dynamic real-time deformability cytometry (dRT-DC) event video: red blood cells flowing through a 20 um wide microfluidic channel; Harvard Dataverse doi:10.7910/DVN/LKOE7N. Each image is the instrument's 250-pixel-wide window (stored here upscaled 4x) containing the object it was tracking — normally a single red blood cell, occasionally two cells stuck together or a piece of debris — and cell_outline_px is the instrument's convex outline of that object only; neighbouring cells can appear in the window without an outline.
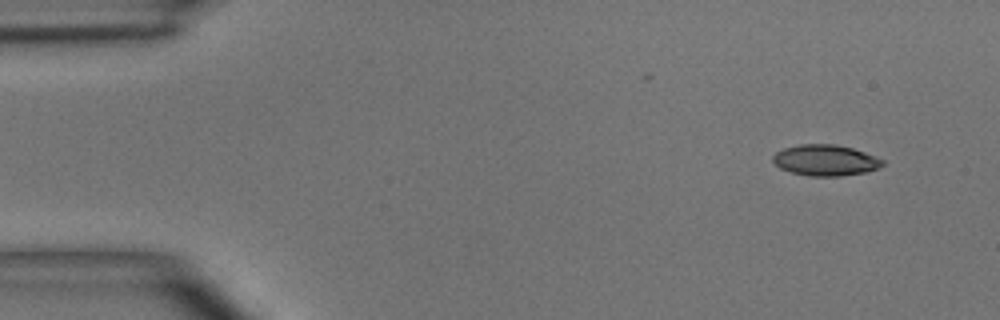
{"species": "common noctule bat (a hibernating species)", "species_latin": "Nyctalus noctula", "temperature_condition": "room temperature", "stored_images_in_passage": 4, "camera_frame_rate_fps": 3000, "um_per_image_px": 0.085, "animal": {"sex": "male", "body_mass_g": 15.6}, "frame": {"image": 1, "passage_image": 1, "time_ms": 0.0, "image_size_px": [1000, 320], "cell_outline_px": [[884, 164], [880, 168], [868, 172], [840, 176], [808, 176], [792, 172], [780, 168], [772, 160], [772, 156], [776, 152], [784, 148], [800, 144], [836, 144], [852, 148], [864, 152], [884, 160]], "centroid_in_image_um": [70.18, 13.62], "position_along_channel_um": 14.8, "area_um2": 19.88}}
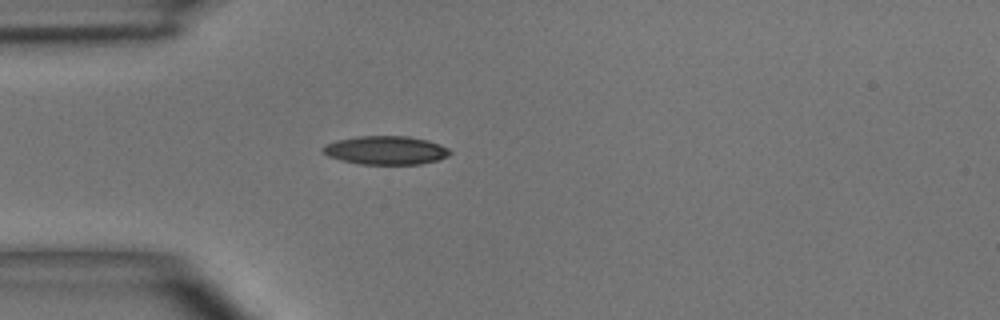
{"frame": {"image": 2, "passage_image": 4, "time_ms": 3.333, "image_size_px": [1000, 320], "cell_outline_px": [[452, 152], [448, 156], [436, 160], [420, 164], [360, 164], [340, 160], [328, 156], [320, 148], [324, 144], [336, 140], [356, 136], [408, 136], [428, 140], [440, 144], [448, 148]], "centroid_in_image_um": [32.77, 12.76], "position_along_channel_um": 52.2, "area_um2": 21.27}}